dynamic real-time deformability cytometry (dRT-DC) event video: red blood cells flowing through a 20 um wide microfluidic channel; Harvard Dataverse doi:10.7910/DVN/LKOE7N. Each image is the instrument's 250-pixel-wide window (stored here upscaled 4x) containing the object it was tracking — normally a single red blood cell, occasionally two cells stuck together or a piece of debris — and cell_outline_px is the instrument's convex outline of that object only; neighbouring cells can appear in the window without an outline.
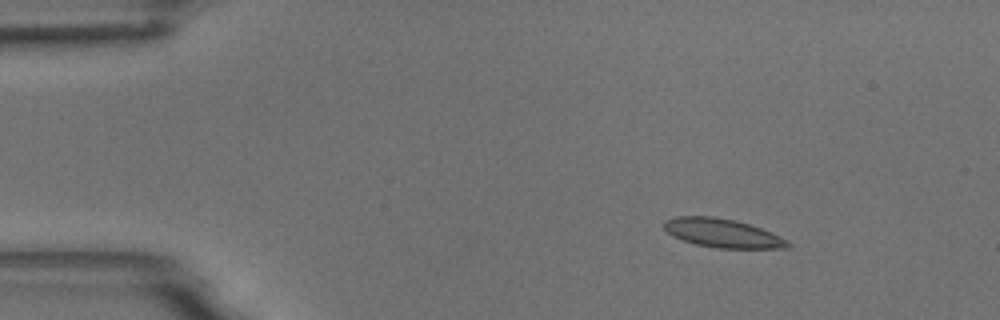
{"species": "common noctule bat (a hibernating species)", "species_latin": "Nyctalus noctula", "temperature_condition": "room temperature", "stored_images_in_passage": 3, "camera_frame_rate_fps": 3000, "um_per_image_px": 0.085, "animal": {"sex": "male", "body_mass_g": 18.8}, "frame": {"image": 1, "passage_image": 1, "time_ms": 0.0, "image_size_px": [1000, 320], "cell_outline_px": [[792, 244], [788, 248], [716, 248], [696, 244], [672, 236], [664, 228], [664, 220], [676, 216], [712, 216], [736, 220], [760, 228], [788, 240]], "centroid_in_image_um": [61.4, 19.81], "position_along_channel_um": 23.6, "area_um2": 20.63}}